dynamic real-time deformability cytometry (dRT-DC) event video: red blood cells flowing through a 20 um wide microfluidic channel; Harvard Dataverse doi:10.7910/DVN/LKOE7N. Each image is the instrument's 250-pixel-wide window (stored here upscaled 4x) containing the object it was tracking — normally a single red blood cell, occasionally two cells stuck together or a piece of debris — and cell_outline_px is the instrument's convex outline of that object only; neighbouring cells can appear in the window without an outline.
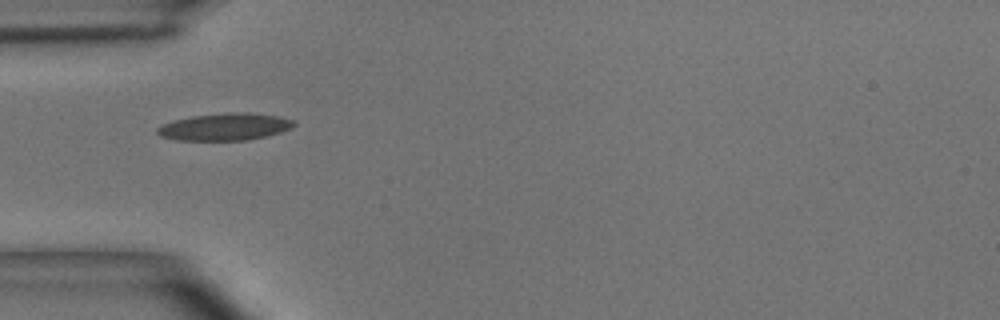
{"species": "common noctule bat (a hibernating species)", "species_latin": "Nyctalus noctula", "temperature_condition": "room temperature", "stored_images_in_passage": 1, "camera_frame_rate_fps": 3000, "um_per_image_px": 0.085, "animal": {"sex": "male", "body_mass_g": 15.6}, "frame": {"image": 1, "passage_image": 1, "time_ms": 0.0, "image_size_px": [1000, 320], "cell_outline_px": [[296, 124], [292, 128], [280, 132], [264, 136], [244, 140], [176, 140], [160, 136], [156, 132], [156, 128], [164, 124], [176, 120], [192, 116], [228, 112], [248, 112], [280, 116], [296, 120]], "centroid_in_image_um": [19.15, 10.77], "position_along_channel_um": 65.9, "area_um2": 21.62}}